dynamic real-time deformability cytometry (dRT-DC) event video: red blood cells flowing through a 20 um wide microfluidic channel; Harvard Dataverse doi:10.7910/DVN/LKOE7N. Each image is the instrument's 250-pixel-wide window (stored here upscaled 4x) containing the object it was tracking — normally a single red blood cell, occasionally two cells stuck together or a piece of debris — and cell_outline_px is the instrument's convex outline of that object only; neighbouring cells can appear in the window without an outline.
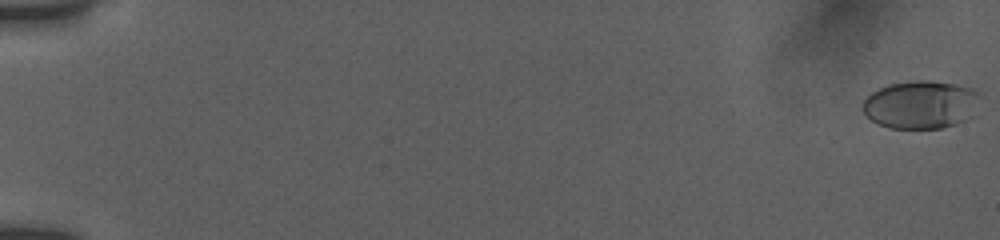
{"species": "human", "species_latin": "Homo sapiens", "temperature_condition": "room temperature", "stored_images_in_passage": 32, "camera_frame_rate_fps": 3000, "um_per_image_px": 0.085, "donor": {"sex": "female"}, "frame": {"image": 1, "passage_image": 1, "time_ms": 0.0, "image_size_px": [1000, 240], "cell_outline_px": [[980, 96], [964, 120], [956, 124], [940, 128], [888, 128], [872, 120], [860, 108], [864, 100], [872, 92], [888, 84], [908, 80], [924, 80], [952, 84], [972, 88], [980, 92]], "centroid_in_image_um": [78.19, 8.88], "position_along_channel_um": 6.8, "area_um2": 32.37}}
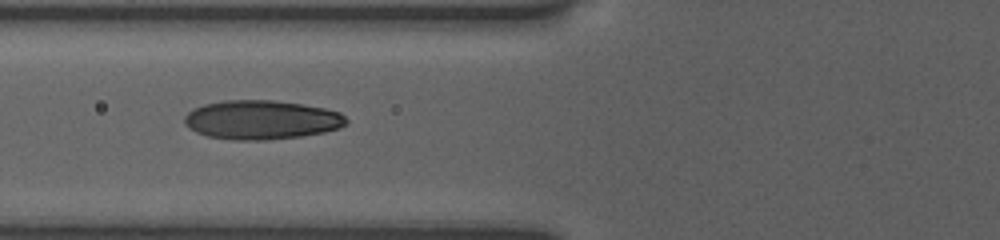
{"frame": {"image": 2, "passage_image": 24, "time_ms": 7.667, "image_size_px": [1000, 240], "cell_outline_px": [[348, 124], [340, 128], [324, 132], [300, 136], [264, 140], [232, 140], [208, 136], [196, 132], [188, 128], [184, 124], [184, 116], [188, 112], [204, 104], [224, 100], [272, 100], [300, 104], [324, 108], [340, 112], [348, 120]], "centroid_in_image_um": [22.22, 10.19], "position_along_channel_um": 103.6, "area_um2": 36.88}}
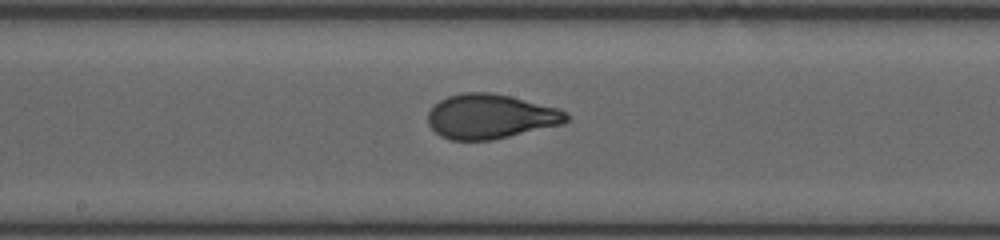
{"frame": {"image": 3, "passage_image": 32, "time_ms": 10.333, "image_size_px": [1000, 240], "cell_outline_px": [[568, 120], [564, 124], [492, 140], [452, 140], [440, 136], [428, 124], [428, 112], [440, 100], [448, 96], [464, 92], [488, 92], [512, 96], [560, 108], [568, 116]], "centroid_in_image_um": [41.71, 9.9], "position_along_channel_um": 206.5, "area_um2": 36.07}}